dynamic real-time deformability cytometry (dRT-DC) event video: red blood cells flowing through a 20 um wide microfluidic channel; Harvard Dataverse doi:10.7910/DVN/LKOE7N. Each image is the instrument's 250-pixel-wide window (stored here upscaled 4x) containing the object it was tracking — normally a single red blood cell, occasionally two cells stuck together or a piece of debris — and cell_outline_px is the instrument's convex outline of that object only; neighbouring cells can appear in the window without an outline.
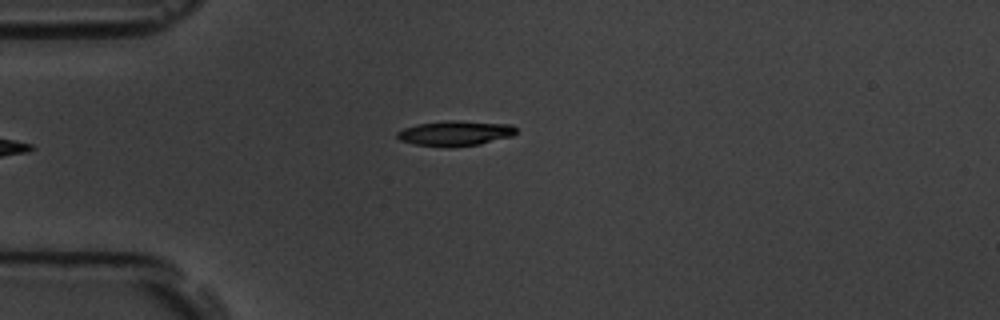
{"species": "common noctule bat (a hibernating species)", "species_latin": "Nyctalus noctula", "temperature_condition": "room temperature", "stored_images_in_passage": 10, "camera_frame_rate_fps": 3000, "um_per_image_px": 0.085, "animal": {"sex": "male", "body_mass_g": 19.5, "forearm_length_mm": 54.6}, "frame": {"image": 1, "passage_image": 1, "time_ms": 0.0, "image_size_px": [1000, 320], "cell_outline_px": [[516, 132], [512, 136], [480, 144], [416, 144], [400, 140], [396, 136], [396, 132], [404, 128], [416, 124], [448, 120], [456, 120], [512, 124], [516, 128]], "centroid_in_image_um": [38.72, 11.27], "position_along_channel_um": 46.3, "area_um2": 16.65}}
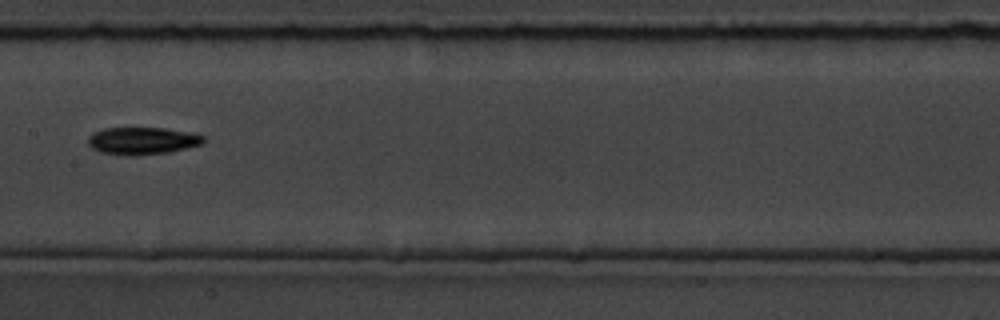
{"frame": {"image": 2, "passage_image": 5, "time_ms": 4.667, "image_size_px": [1000, 320], "cell_outline_px": [[204, 144], [168, 152], [136, 156], [128, 156], [100, 152], [92, 148], [88, 144], [88, 136], [92, 132], [104, 128], [164, 128], [204, 136]], "centroid_in_image_um": [12.04, 11.98], "position_along_channel_um": 195.4, "area_um2": 18.38}}
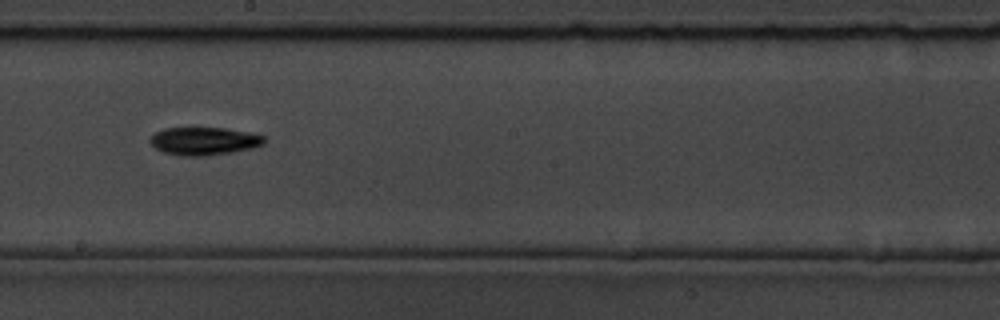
{"frame": {"image": 3, "passage_image": 6, "time_ms": 5.667, "image_size_px": [1000, 320], "cell_outline_px": [[264, 144], [252, 148], [232, 152], [204, 156], [180, 156], [164, 152], [156, 148], [148, 140], [156, 132], [164, 128], [224, 128], [248, 132], [264, 136]], "centroid_in_image_um": [17.33, 11.99], "position_along_channel_um": 230.9, "area_um2": 18.44}, "authors_computed_cell_mechanics": {"area_um2": 17.3978, "velocity_mm_per_s": 3.5759, "shape_relaxation_time_tau1_ms": 3.4838, "shape_relaxation_time_tau2_ms": null, "deformation_change_tau1": 0.0933, "deformation_change_tau2": null}}